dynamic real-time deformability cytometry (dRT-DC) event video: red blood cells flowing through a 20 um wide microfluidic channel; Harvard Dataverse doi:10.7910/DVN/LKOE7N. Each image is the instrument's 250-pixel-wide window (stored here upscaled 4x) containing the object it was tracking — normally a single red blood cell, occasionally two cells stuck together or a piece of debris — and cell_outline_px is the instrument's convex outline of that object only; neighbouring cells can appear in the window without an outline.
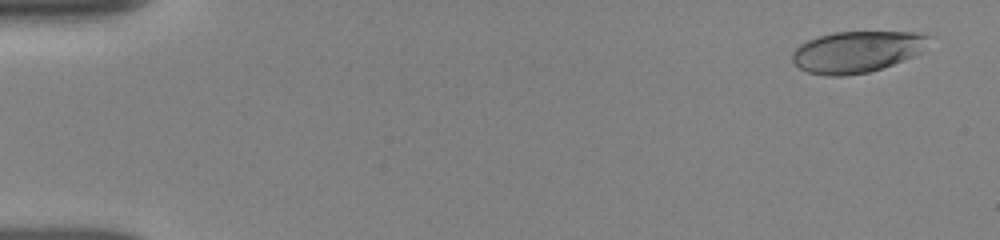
{"species": "human", "species_latin": "Homo sapiens", "temperature_condition": "room temperature", "stored_images_in_passage": 82, "camera_frame_rate_fps": 3000, "um_per_image_px": 0.085, "donor": {"sex": "female"}, "frame": {"image": 1, "passage_image": 6, "time_ms": 0.667, "image_size_px": [1000, 240], "cell_outline_px": [[936, 36], [924, 52], [904, 60], [868, 72], [844, 76], [828, 76], [808, 72], [800, 68], [792, 60], [792, 52], [800, 44], [808, 40], [820, 36], [836, 32], [936, 32]], "centroid_in_image_um": [72.98, 4.37], "position_along_channel_um": 12.0, "area_um2": 33.58}}
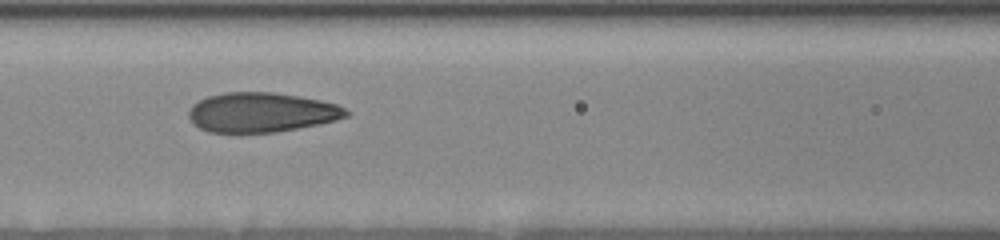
{"frame": {"image": 2, "passage_image": 46, "time_ms": 7.667, "image_size_px": [1000, 240], "cell_outline_px": [[352, 112], [348, 116], [336, 120], [320, 124], [276, 132], [208, 132], [192, 124], [188, 116], [188, 112], [192, 104], [208, 96], [224, 92], [272, 92], [300, 96], [320, 100], [336, 104]], "centroid_in_image_um": [22.22, 9.55], "position_along_channel_um": 144.4, "area_um2": 36.53}}
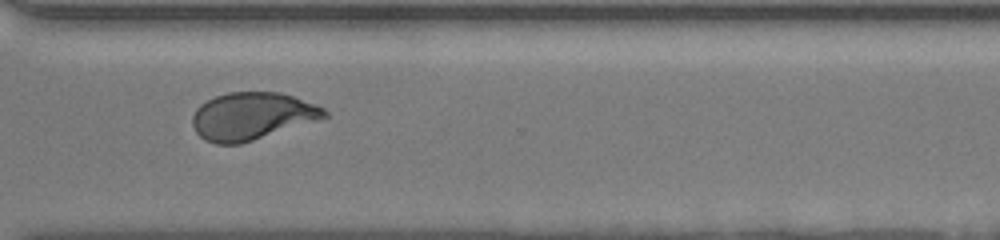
{"frame": {"image": 3, "passage_image": 81, "time_ms": 13.0, "image_size_px": [1000, 240], "cell_outline_px": [[328, 116], [240, 144], [216, 144], [204, 140], [196, 132], [192, 124], [192, 116], [196, 108], [200, 104], [216, 96], [228, 92], [280, 92], [316, 104], [324, 108], [328, 112]], "centroid_in_image_um": [21.37, 9.86], "position_along_channel_um": 349.2, "area_um2": 36.13}}